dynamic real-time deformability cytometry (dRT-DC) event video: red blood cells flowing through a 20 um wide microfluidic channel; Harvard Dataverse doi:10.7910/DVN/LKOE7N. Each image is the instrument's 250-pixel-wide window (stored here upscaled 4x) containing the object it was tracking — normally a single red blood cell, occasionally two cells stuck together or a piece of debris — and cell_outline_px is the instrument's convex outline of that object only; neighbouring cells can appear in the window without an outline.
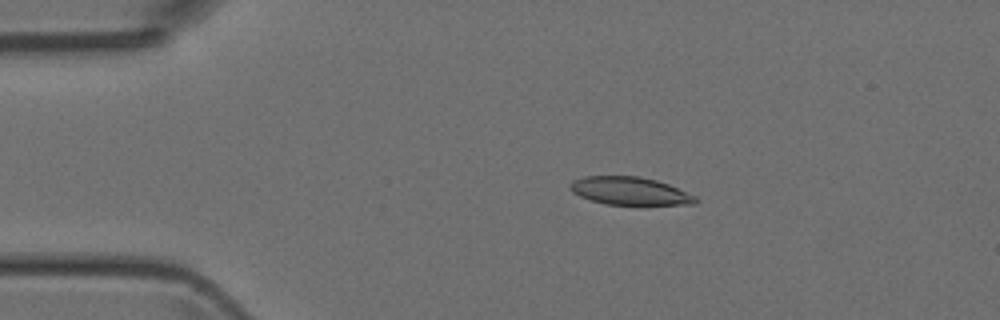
{"species": "Egyptian fruit bat (a non-hibernating species)", "species_latin": "Rousettus aegyptiacus", "temperature_condition": "room temperature", "stored_images_in_passage": 12, "camera_frame_rate_fps": 3000, "um_per_image_px": 0.085, "animal": {"sex": "female"}, "frame": {"image": 1, "passage_image": 7, "time_ms": 2.0, "image_size_px": [1000, 320], "cell_outline_px": [[700, 200], [696, 204], [644, 208], [640, 208], [604, 204], [580, 196], [572, 192], [568, 188], [568, 184], [572, 180], [584, 176], [640, 176], [656, 180], [668, 184], [696, 196]], "centroid_in_image_um": [53.6, 16.3], "position_along_channel_um": 31.4, "area_um2": 21.79}}